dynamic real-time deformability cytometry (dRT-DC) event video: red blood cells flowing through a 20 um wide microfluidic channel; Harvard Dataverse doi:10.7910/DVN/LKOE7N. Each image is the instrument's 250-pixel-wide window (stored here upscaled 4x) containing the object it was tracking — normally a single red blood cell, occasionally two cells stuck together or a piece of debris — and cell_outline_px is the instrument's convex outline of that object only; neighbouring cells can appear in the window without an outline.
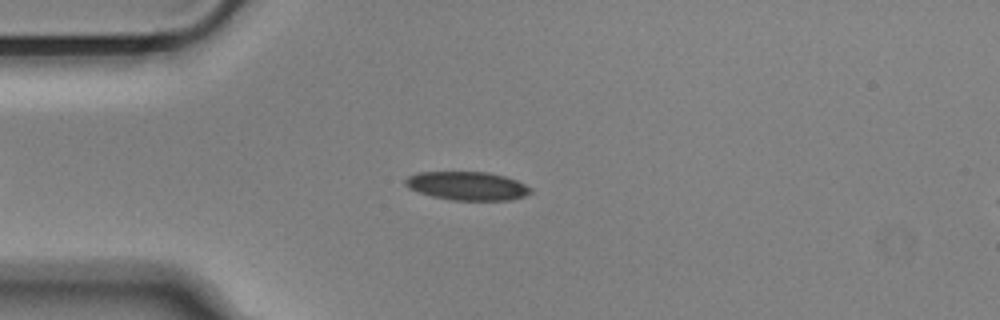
{"species": "Egyptian fruit bat (a non-hibernating species)", "species_latin": "Rousettus aegyptiacus", "temperature_condition": "cold", "stored_images_in_passage": 54, "camera_frame_rate_fps": 3000, "um_per_image_px": 0.085, "animal": {"sex": "male"}, "frame": {"image": 1, "passage_image": 13, "time_ms": 4.0, "image_size_px": [1000, 320], "cell_outline_px": [[532, 192], [524, 196], [512, 200], [452, 200], [432, 196], [408, 188], [404, 184], [404, 180], [408, 176], [416, 172], [488, 172], [504, 176], [516, 180], [532, 188]], "centroid_in_image_um": [39.71, 15.8], "position_along_channel_um": 45.3, "area_um2": 20.87}}
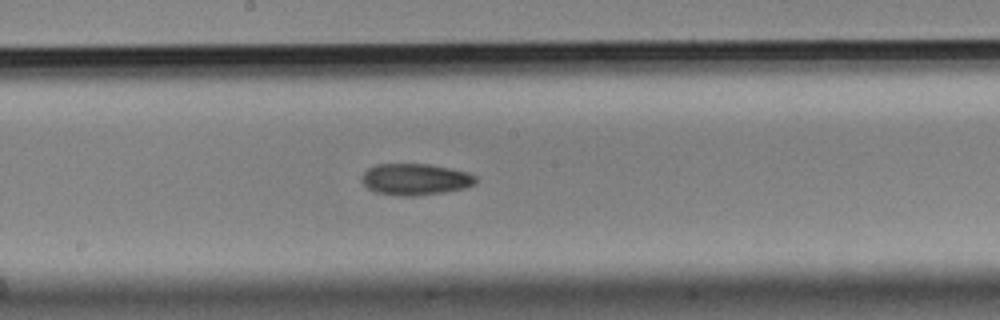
{"frame": {"image": 2, "passage_image": 28, "time_ms": 9.0, "image_size_px": [1000, 320], "cell_outline_px": [[476, 184], [464, 188], [444, 192], [416, 196], [400, 196], [376, 192], [368, 188], [360, 180], [364, 172], [368, 168], [376, 164], [428, 164], [468, 172], [476, 176]], "centroid_in_image_um": [35.29, 15.24], "position_along_channel_um": 212.9, "area_um2": 20.92}}
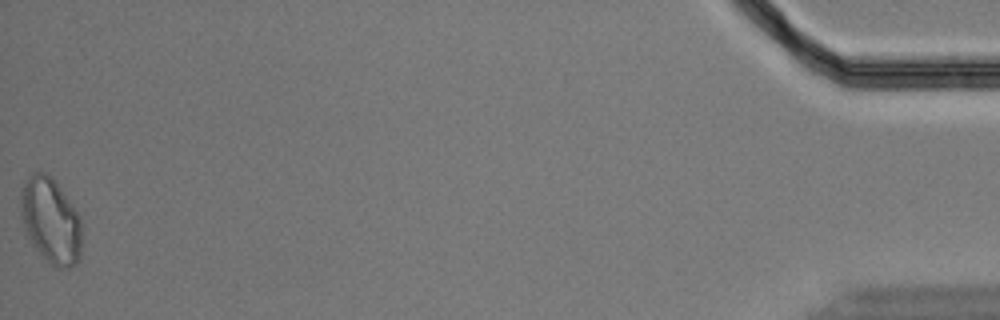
{"frame": {"image": 3, "passage_image": 54, "time_ms": 17.667, "image_size_px": [1000, 320], "cell_outline_px": [[80, 260], [76, 264], [68, 268], [56, 268], [32, 244], [24, 228], [20, 212], [20, 188], [28, 176], [32, 172], [44, 172], [52, 176], [72, 204], [80, 216]], "centroid_in_image_um": [4.29, 18.71], "position_along_channel_um": 430.9, "area_um2": 30.46}}